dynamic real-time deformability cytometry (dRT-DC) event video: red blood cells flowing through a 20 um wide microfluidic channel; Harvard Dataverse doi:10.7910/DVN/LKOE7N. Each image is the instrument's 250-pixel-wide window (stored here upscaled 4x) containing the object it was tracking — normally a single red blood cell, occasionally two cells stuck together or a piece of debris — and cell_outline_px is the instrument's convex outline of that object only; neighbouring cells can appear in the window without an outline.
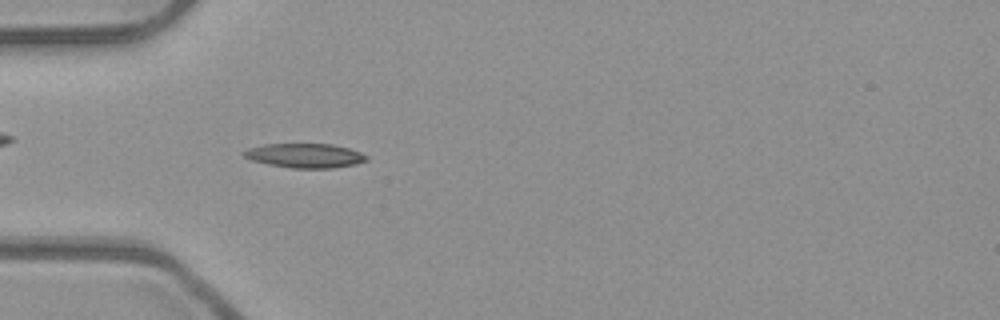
{"species": "common noctule bat (a hibernating species)", "species_latin": "Nyctalus noctula", "temperature_condition": "room temperature", "stored_images_in_passage": 3, "camera_frame_rate_fps": 3000, "um_per_image_px": 0.085, "animal": {"sex": "male", "body_mass_g": 23.1, "forearm_length_mm": 52.7}, "frame": {"image": 1, "passage_image": 3, "time_ms": 0.667, "image_size_px": [1000, 320], "cell_outline_px": [[368, 160], [356, 164], [332, 168], [292, 168], [268, 164], [252, 160], [244, 156], [240, 152], [248, 148], [264, 144], [332, 144], [348, 148], [360, 152], [368, 156]], "centroid_in_image_um": [25.91, 13.22], "position_along_channel_um": 59.1, "area_um2": 17.4}}